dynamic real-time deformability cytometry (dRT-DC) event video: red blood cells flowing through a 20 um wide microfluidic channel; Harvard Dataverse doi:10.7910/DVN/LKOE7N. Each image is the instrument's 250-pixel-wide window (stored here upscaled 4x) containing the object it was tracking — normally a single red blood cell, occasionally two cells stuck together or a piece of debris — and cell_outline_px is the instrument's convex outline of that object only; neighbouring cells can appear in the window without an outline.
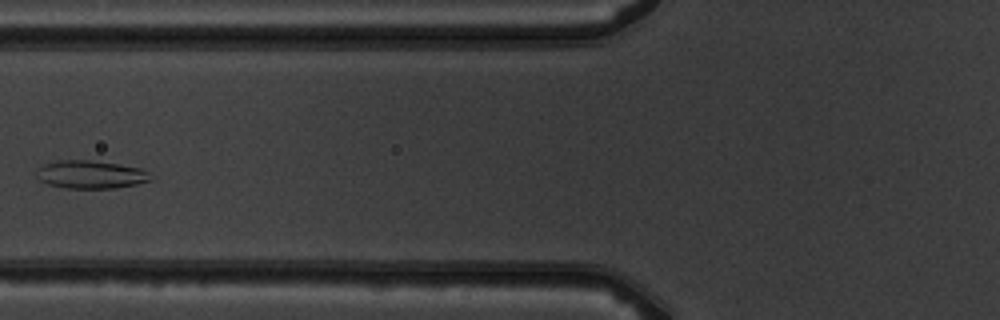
{"species": "common noctule bat (a hibernating species)", "species_latin": "Nyctalus noctula", "temperature_condition": "warm", "stored_images_in_passage": 8, "camera_frame_rate_fps": 3000, "um_per_image_px": 0.085, "animal": {"sex": "male", "body_mass_g": 19.5, "forearm_length_mm": 54.6}, "frame": {"image": 1, "passage_image": 8, "time_ms": 8.0, "image_size_px": [1000, 320], "cell_outline_px": [[152, 180], [136, 184], [116, 188], [64, 188], [48, 184], [40, 180], [36, 176], [36, 168], [44, 164], [56, 160], [88, 160], [120, 164], [140, 168], [148, 172]], "centroid_in_image_um": [7.67, 14.83], "position_along_channel_um": 118.1, "area_um2": 18.73}}